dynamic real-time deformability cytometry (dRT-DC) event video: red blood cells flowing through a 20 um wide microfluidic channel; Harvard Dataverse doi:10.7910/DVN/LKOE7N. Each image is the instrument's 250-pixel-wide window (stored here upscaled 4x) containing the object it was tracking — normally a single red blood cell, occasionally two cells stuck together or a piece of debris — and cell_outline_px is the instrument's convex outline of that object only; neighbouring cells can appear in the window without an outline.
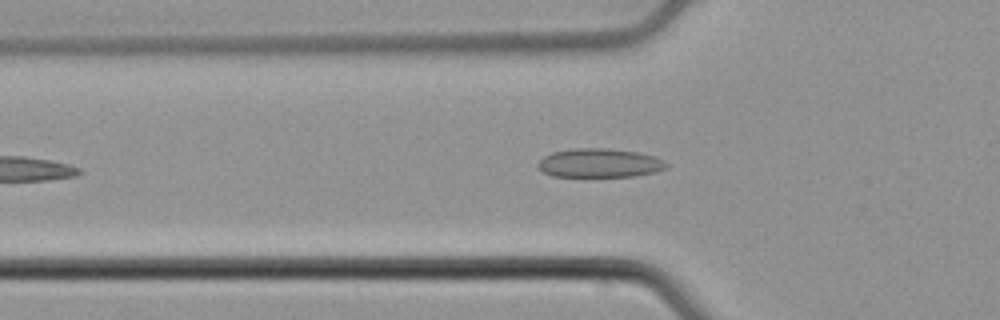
{"species": "common noctule bat (a hibernating species)", "species_latin": "Nyctalus noctula", "temperature_condition": "cold", "stored_images_in_passage": 33, "camera_frame_rate_fps": 3000, "um_per_image_px": 0.085, "animal": {"sex": "male", "body_mass_g": 21.5, "forearm_length_mm": 52.0}, "frame": {"image": 1, "passage_image": 2, "time_ms": 0.333, "image_size_px": [1000, 320], "cell_outline_px": [[668, 168], [656, 172], [636, 176], [552, 176], [544, 172], [536, 164], [544, 156], [552, 152], [572, 148], [608, 148], [636, 152], [652, 156], [664, 160], [668, 164]], "centroid_in_image_um": [50.97, 13.85], "position_along_channel_um": 74.8, "area_um2": 21.62}}
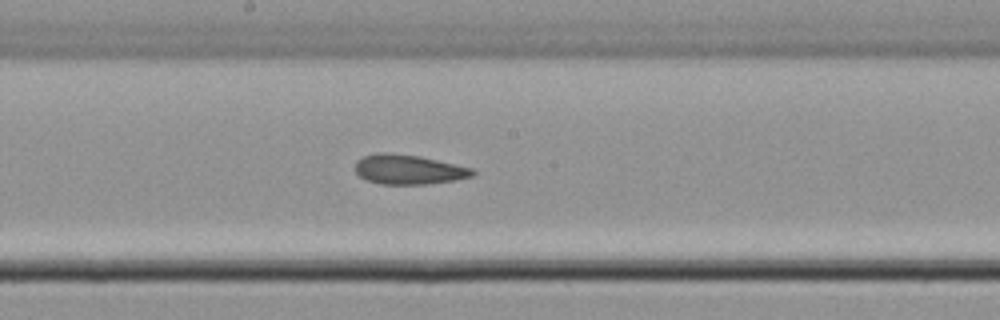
{"frame": {"image": 2, "passage_image": 13, "time_ms": 4.0, "image_size_px": [1000, 320], "cell_outline_px": [[476, 172], [472, 176], [456, 180], [428, 184], [380, 184], [364, 180], [356, 172], [356, 160], [364, 156], [376, 152], [388, 152], [420, 156], [472, 168]], "centroid_in_image_um": [34.7, 14.4], "position_along_channel_um": 213.5, "area_um2": 20.4}}
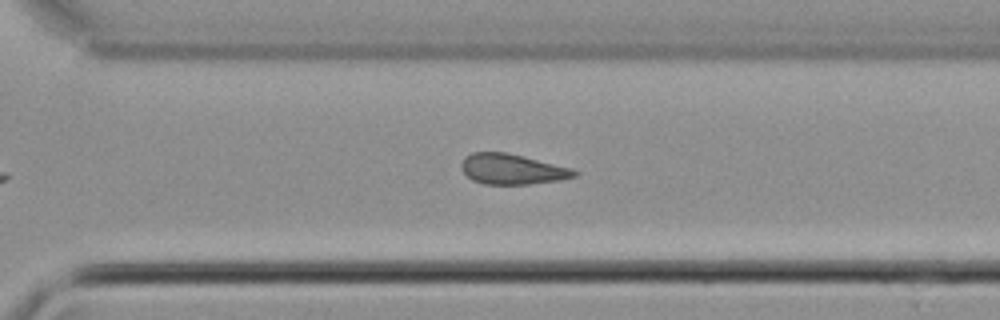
{"frame": {"image": 3, "passage_image": 22, "time_ms": 7.0, "image_size_px": [1000, 320], "cell_outline_px": [[576, 176], [560, 180], [528, 184], [484, 184], [472, 180], [460, 168], [460, 164], [464, 156], [472, 152], [508, 152], [572, 168], [576, 172]], "centroid_in_image_um": [43.49, 14.37], "position_along_channel_um": 327.1, "area_um2": 20.06}, "authors_computed_cell_mechanics": {"area_um2": 20.3456, "velocity_mm_per_s": 3.7862, "shape_relaxation_time_tau1_ms": 5.5534, "shape_relaxation_time_tau2_ms": 4.012, "deformation_change_tau1": 0.0736, "deformation_change_tau2": 0.0841}}